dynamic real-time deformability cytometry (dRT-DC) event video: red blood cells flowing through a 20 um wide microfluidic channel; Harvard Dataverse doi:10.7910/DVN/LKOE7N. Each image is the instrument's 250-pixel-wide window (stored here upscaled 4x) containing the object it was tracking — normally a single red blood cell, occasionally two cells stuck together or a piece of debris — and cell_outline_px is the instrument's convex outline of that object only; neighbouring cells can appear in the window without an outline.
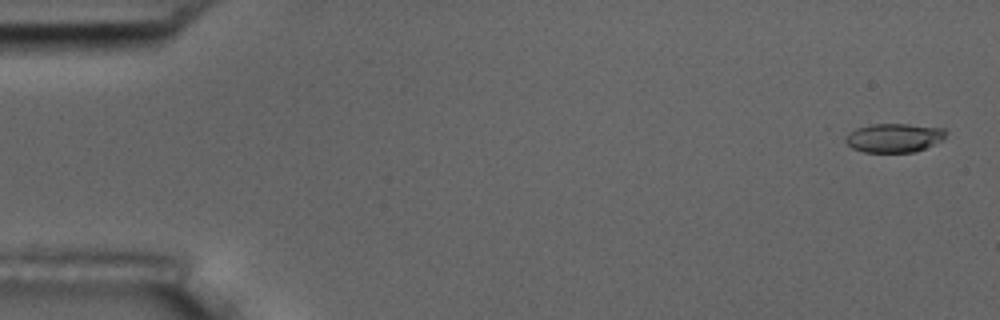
{"species": "common noctule bat (a hibernating species)", "species_latin": "Nyctalus noctula", "temperature_condition": "room temperature", "stored_images_in_passage": 5, "camera_frame_rate_fps": 3000, "um_per_image_px": 0.085, "animal": {"sex": "male", "body_mass_g": 17.5, "forearm_length_mm": 52.3}, "frame": {"image": 1, "passage_image": 1, "time_ms": 0.0, "image_size_px": [1000, 320], "cell_outline_px": [[948, 132], [944, 140], [916, 152], [864, 152], [852, 148], [844, 140], [844, 136], [848, 132], [856, 128], [872, 124], [908, 124], [944, 128]], "centroid_in_image_um": [76.01, 11.71], "position_along_channel_um": 9.0, "area_um2": 17.17}}
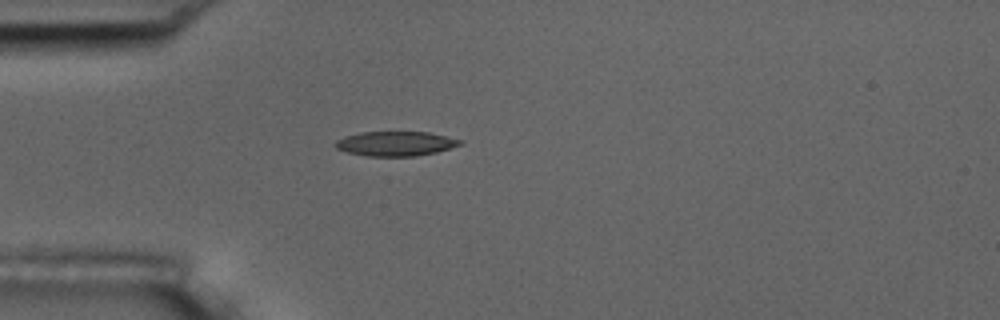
{"frame": {"image": 2, "passage_image": 5, "time_ms": 4.667, "image_size_px": [1000, 320], "cell_outline_px": [[464, 144], [436, 152], [416, 156], [368, 156], [348, 152], [336, 148], [332, 144], [336, 140], [344, 136], [360, 132], [428, 132], [464, 140]], "centroid_in_image_um": [33.63, 12.2], "position_along_channel_um": 51.4, "area_um2": 17.98}}